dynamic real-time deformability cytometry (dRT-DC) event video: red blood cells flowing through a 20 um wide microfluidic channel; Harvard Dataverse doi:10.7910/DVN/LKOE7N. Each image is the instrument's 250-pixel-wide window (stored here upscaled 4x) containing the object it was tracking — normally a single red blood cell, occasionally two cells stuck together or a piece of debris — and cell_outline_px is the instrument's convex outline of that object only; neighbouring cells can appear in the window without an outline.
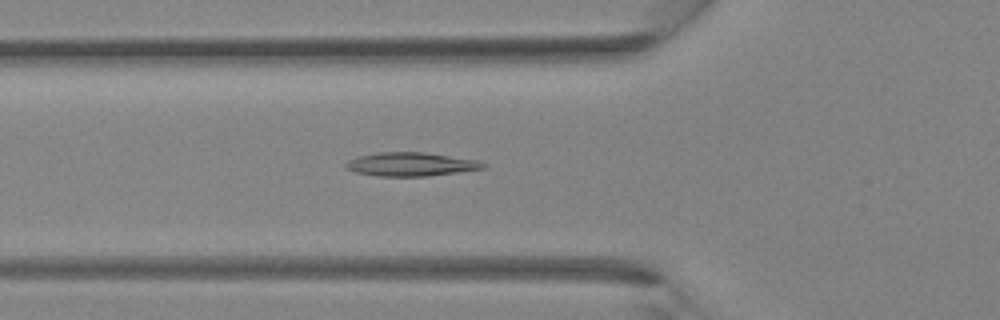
{"species": "Egyptian fruit bat (a non-hibernating species)", "species_latin": "Rousettus aegyptiacus", "temperature_condition": "room temperature", "stored_images_in_passage": 24, "camera_frame_rate_fps": 3000, "um_per_image_px": 0.085, "animal": {"sex": "female"}, "frame": {"image": 1, "passage_image": 4, "time_ms": 1.0, "image_size_px": [1000, 320], "cell_outline_px": [[488, 164], [484, 168], [428, 176], [376, 176], [356, 172], [348, 168], [344, 164], [348, 160], [356, 156], [380, 152], [424, 152], [480, 160]], "centroid_in_image_um": [34.94, 13.95], "position_along_channel_um": 90.9, "area_um2": 18.96}}
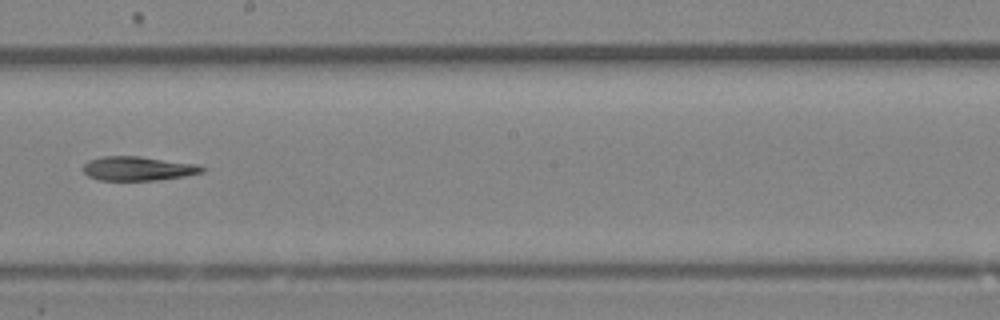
{"frame": {"image": 2, "passage_image": 12, "time_ms": 3.667, "image_size_px": [1000, 320], "cell_outline_px": [[208, 168], [204, 172], [184, 176], [156, 180], [100, 180], [88, 176], [80, 168], [88, 160], [100, 156], [140, 156], [196, 164]], "centroid_in_image_um": [11.71, 14.32], "position_along_channel_um": 236.5, "area_um2": 16.88}}
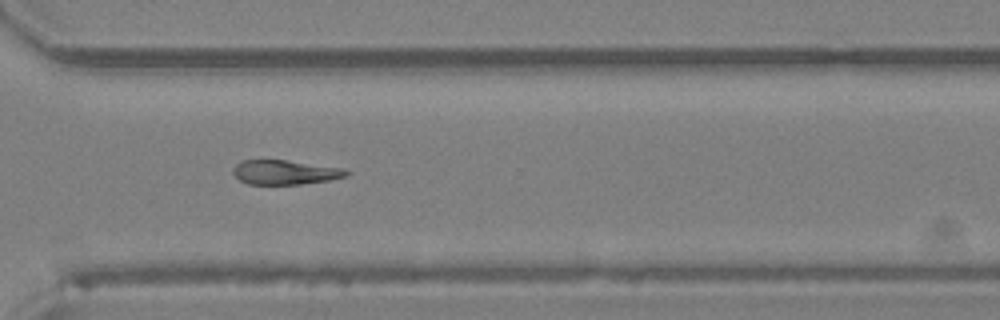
{"frame": {"image": 3, "passage_image": 18, "time_ms": 5.667, "image_size_px": [1000, 320], "cell_outline_px": [[352, 172], [348, 176], [332, 180], [300, 184], [248, 184], [240, 180], [232, 172], [232, 168], [236, 164], [244, 160], [288, 160], [344, 168]], "centroid_in_image_um": [24.29, 14.64], "position_along_channel_um": 346.3, "area_um2": 16.3}}